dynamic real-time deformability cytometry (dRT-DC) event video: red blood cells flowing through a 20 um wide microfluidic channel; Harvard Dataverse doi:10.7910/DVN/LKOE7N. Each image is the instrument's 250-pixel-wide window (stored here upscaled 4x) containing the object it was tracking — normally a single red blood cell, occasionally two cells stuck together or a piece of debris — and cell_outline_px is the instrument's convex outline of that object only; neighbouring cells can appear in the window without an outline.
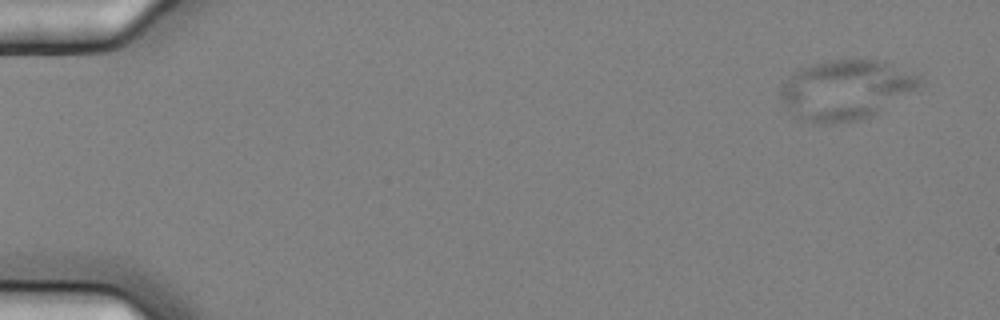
{"species": "common noctule bat (a hibernating species)", "species_latin": "Nyctalus noctula", "temperature_condition": "cold", "stored_images_in_passage": 6, "camera_frame_rate_fps": 3000, "um_per_image_px": 0.085, "animal": {"sex": "female", "body_mass_g": 25.1}, "frame": {"image": 1, "passage_image": 1, "time_ms": 0.0, "image_size_px": [1000, 320], "cell_outline_px": [[920, 84], [916, 88], [872, 116], [856, 120], [832, 124], [820, 124], [804, 120], [796, 116], [788, 108], [780, 96], [780, 92], [784, 84], [800, 68], [812, 64], [828, 60], [880, 60], [920, 76]], "centroid_in_image_um": [71.88, 7.64], "position_along_channel_um": 13.1, "area_um2": 47.34}}